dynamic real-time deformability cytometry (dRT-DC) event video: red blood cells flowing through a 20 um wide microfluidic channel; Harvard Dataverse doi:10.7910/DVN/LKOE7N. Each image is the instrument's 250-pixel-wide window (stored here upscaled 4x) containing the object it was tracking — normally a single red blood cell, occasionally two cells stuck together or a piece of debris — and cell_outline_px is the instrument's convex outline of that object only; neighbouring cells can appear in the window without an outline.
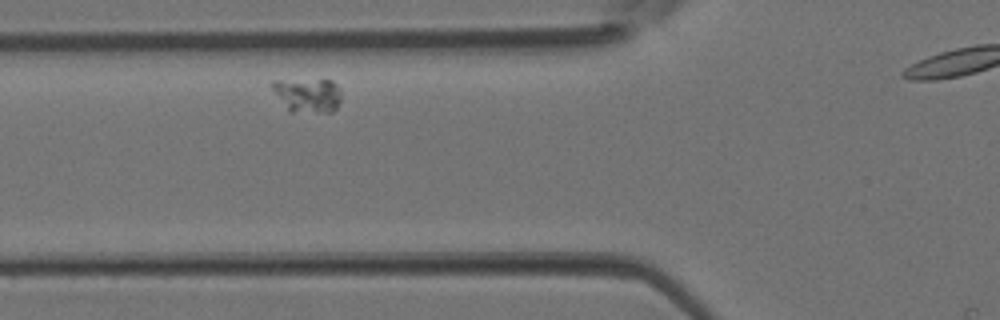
{"species": "Egyptian fruit bat (a non-hibernating species)", "species_latin": "Rousettus aegyptiacus", "temperature_condition": "room temperature", "stored_images_in_passage": 3, "camera_frame_rate_fps": 3000, "um_per_image_px": 0.085, "animal": {"sex": "female"}, "frame": {"image": 1, "passage_image": 2, "time_ms": 0.333, "image_size_px": [1000, 320], "cell_outline_px": [[340, 100], [336, 108], [332, 112], [292, 112], [288, 108], [272, 88], [272, 80], [332, 80], [340, 88]], "centroid_in_image_um": [26.2, 8.07], "position_along_channel_um": 99.6, "area_um2": 13.53}}